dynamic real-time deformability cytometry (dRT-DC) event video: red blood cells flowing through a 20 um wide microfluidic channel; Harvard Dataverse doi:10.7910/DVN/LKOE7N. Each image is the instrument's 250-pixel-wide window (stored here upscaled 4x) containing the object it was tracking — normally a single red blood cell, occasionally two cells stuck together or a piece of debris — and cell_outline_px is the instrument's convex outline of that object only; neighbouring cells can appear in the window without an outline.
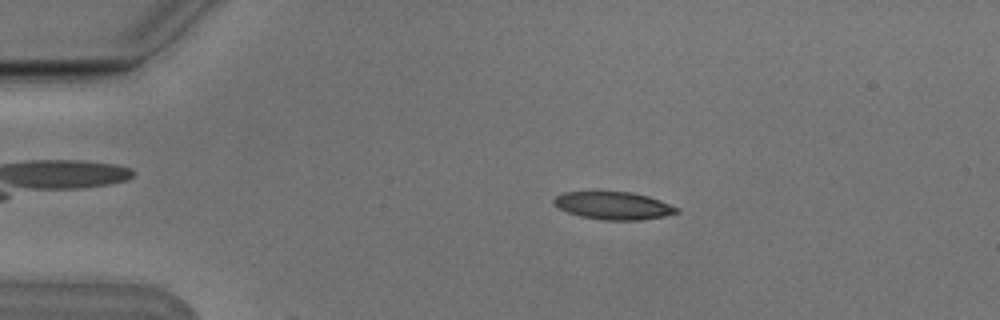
{"species": "Egyptian fruit bat (a non-hibernating species)", "species_latin": "Rousettus aegyptiacus", "temperature_condition": "cold", "stored_images_in_passage": 3, "camera_frame_rate_fps": 3000, "um_per_image_px": 0.085, "animal": {"sex": "male"}, "frame": {"image": 1, "passage_image": 2, "time_ms": 0.333, "image_size_px": [1000, 320], "cell_outline_px": [[680, 212], [664, 216], [640, 220], [600, 220], [580, 216], [568, 212], [552, 204], [552, 200], [556, 196], [564, 192], [632, 192], [648, 196], [660, 200], [680, 208]], "centroid_in_image_um": [52.15, 17.48], "position_along_channel_um": 32.8, "area_um2": 19.88}}